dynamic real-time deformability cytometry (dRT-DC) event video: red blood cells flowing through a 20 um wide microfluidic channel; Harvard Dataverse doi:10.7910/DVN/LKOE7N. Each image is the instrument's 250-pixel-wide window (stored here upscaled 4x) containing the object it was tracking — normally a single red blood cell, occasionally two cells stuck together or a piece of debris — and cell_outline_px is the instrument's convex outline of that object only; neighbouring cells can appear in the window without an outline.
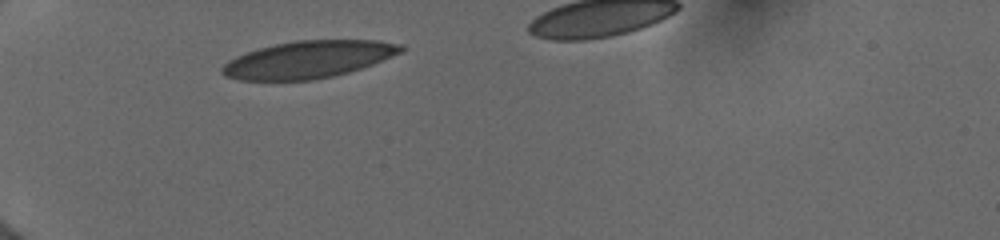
{"species": "human", "species_latin": "Homo sapiens", "temperature_condition": "cold", "stored_images_in_passage": 28, "camera_frame_rate_fps": 3000, "um_per_image_px": 0.085, "donor": {"sex": "female"}, "frame": {"image": 1, "passage_image": 1, "time_ms": 0.0, "image_size_px": [1000, 240], "cell_outline_px": [[404, 48], [400, 52], [372, 64], [336, 76], [312, 80], [240, 80], [224, 76], [220, 72], [220, 68], [228, 60], [236, 56], [260, 48], [276, 44], [296, 40], [380, 40], [404, 44]], "centroid_in_image_um": [26.19, 5.06], "position_along_channel_um": 58.8, "area_um2": 38.67}}
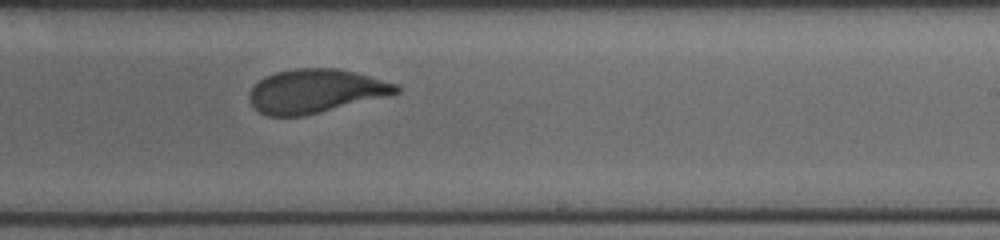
{"frame": {"image": 2, "passage_image": 17, "time_ms": 5.667, "image_size_px": [1000, 240], "cell_outline_px": [[400, 92], [300, 116], [268, 116], [260, 112], [248, 100], [248, 92], [260, 80], [276, 72], [296, 68], [336, 68], [356, 72], [400, 84]], "centroid_in_image_um": [26.8, 7.72], "position_along_channel_um": 262.2, "area_um2": 36.82}}
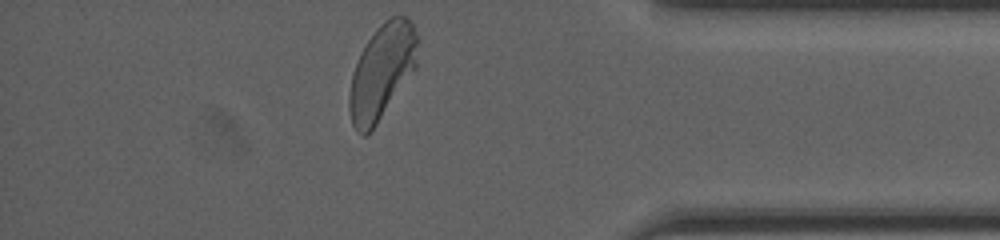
{"frame": {"image": 3, "passage_image": 28, "time_ms": 9.667, "image_size_px": [1000, 240], "cell_outline_px": [[420, 40], [416, 68], [376, 124], [364, 136], [360, 136], [356, 132], [352, 124], [348, 108], [348, 96], [352, 72], [360, 52], [376, 28], [384, 20], [392, 16], [404, 16], [412, 20], [420, 36]], "centroid_in_image_um": [32.48, 6.04], "position_along_channel_um": 402.7, "area_um2": 38.32}, "authors_computed_cell_mechanics": {"area_um2": 38.4081, "velocity_mm_per_s": 3.9652, "shape_relaxation_time_tau1_ms": 5.1872, "shape_relaxation_time_tau2_ms": null, "deformation_change_tau1": 0.1743, "deformation_change_tau2": null}}